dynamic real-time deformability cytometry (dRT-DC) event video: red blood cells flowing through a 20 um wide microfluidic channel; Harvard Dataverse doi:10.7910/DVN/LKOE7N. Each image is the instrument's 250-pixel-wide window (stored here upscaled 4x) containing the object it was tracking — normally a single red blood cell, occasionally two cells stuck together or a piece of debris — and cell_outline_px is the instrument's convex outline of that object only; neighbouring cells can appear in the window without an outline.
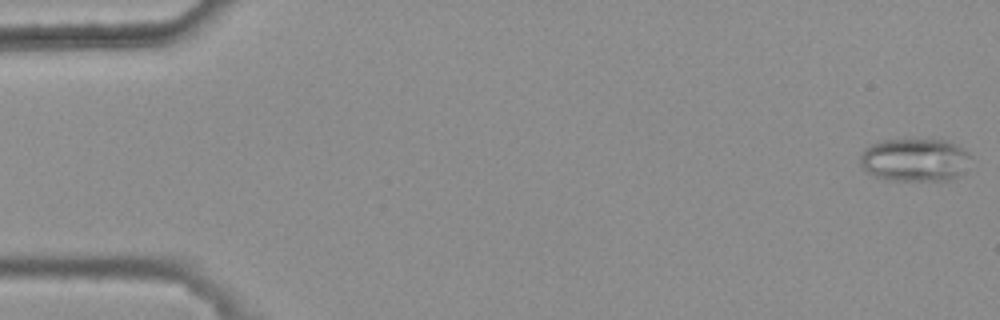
{"species": "common noctule bat (a hibernating species)", "species_latin": "Nyctalus noctula", "temperature_condition": "warm", "stored_images_in_passage": 5, "camera_frame_rate_fps": 3000, "um_per_image_px": 0.085, "animal": {"sex": "female", "body_mass_g": 25.1}, "frame": {"image": 1, "passage_image": 1, "time_ms": 0.0, "image_size_px": [1000, 320], "cell_outline_px": [[972, 156], [964, 172], [948, 180], [888, 180], [876, 176], [868, 172], [860, 164], [860, 156], [864, 148], [868, 144], [880, 140], [944, 140], [968, 152]], "centroid_in_image_um": [77.73, 13.59], "position_along_channel_um": 7.3, "area_um2": 27.63}}